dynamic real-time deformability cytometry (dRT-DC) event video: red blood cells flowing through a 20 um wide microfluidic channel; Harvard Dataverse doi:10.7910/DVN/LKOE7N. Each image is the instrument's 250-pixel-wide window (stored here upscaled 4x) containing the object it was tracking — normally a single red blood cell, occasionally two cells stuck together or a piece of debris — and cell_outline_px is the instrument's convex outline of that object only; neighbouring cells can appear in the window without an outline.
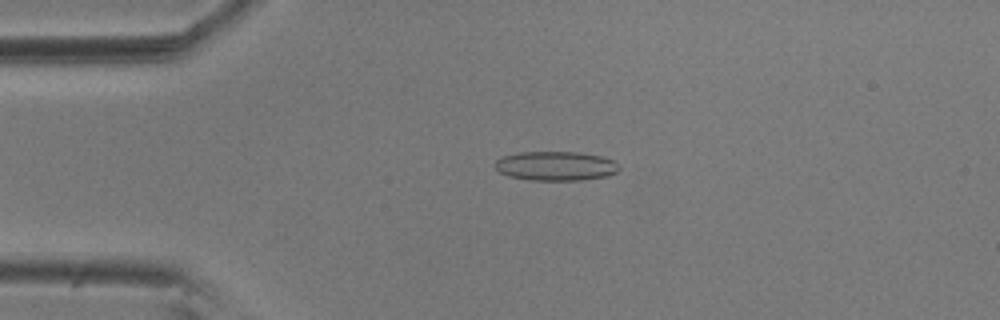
{"species": "common noctule bat (a hibernating species)", "species_latin": "Nyctalus noctula", "temperature_condition": "room temperature", "stored_images_in_passage": 56, "camera_frame_rate_fps": 3000, "um_per_image_px": 0.085, "animal": {"sex": "male", "body_mass_g": 20.5, "forearm_length_mm": 52.5}, "frame": {"image": 1, "passage_image": 13, "time_ms": 4.0, "image_size_px": [1000, 320], "cell_outline_px": [[620, 168], [616, 172], [608, 176], [580, 180], [528, 180], [508, 176], [500, 172], [496, 168], [496, 160], [504, 156], [516, 152], [576, 152], [600, 156], [612, 160]], "centroid_in_image_um": [47.22, 14.11], "position_along_channel_um": 37.8, "area_um2": 21.04}}
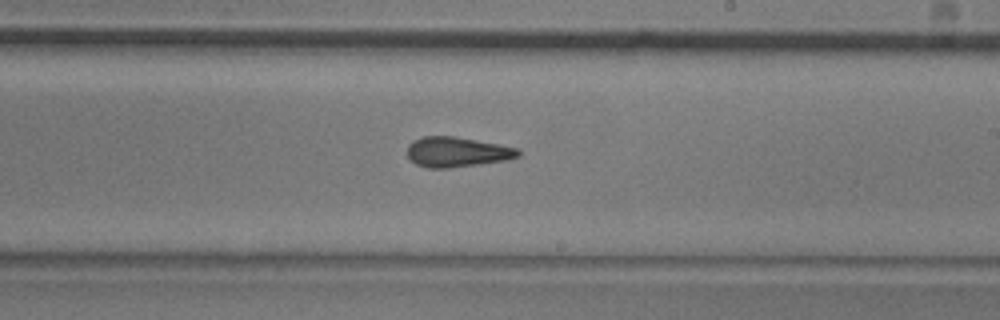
{"frame": {"image": 2, "passage_image": 33, "time_ms": 10.667, "image_size_px": [1000, 320], "cell_outline_px": [[520, 156], [508, 160], [448, 168], [428, 168], [416, 164], [408, 156], [408, 144], [412, 140], [424, 136], [456, 136], [500, 144], [520, 148]], "centroid_in_image_um": [38.88, 12.91], "position_along_channel_um": 250.1, "area_um2": 19.59}}
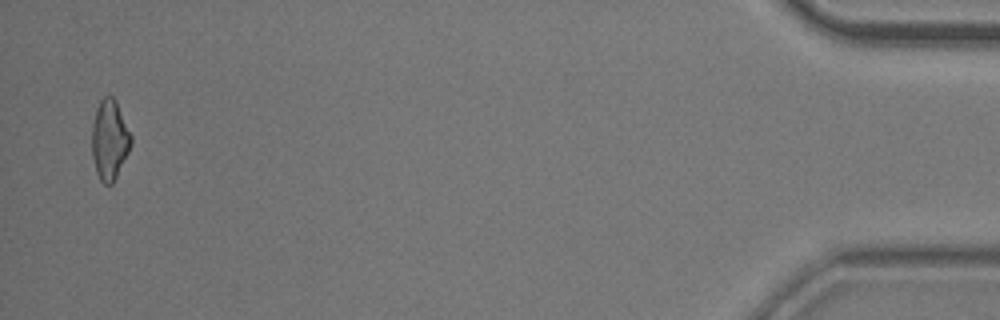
{"frame": {"image": 3, "passage_image": 55, "time_ms": 18.0, "image_size_px": [1000, 320], "cell_outline_px": [[132, 144], [112, 184], [104, 184], [100, 180], [96, 172], [92, 156], [92, 124], [96, 108], [100, 100], [104, 96], [112, 96], [116, 100], [132, 136]], "centroid_in_image_um": [9.31, 11.86], "position_along_channel_um": 425.9, "area_um2": 18.21}, "authors_computed_cell_mechanics": {"area_um2": 19.3341, "velocity_mm_per_s": 3.6083, "shape_relaxation_time_tau1_ms": null, "shape_relaxation_time_tau2_ms": 1.7625, "deformation_change_tau1": null, "deformation_change_tau2": 0.1078}}